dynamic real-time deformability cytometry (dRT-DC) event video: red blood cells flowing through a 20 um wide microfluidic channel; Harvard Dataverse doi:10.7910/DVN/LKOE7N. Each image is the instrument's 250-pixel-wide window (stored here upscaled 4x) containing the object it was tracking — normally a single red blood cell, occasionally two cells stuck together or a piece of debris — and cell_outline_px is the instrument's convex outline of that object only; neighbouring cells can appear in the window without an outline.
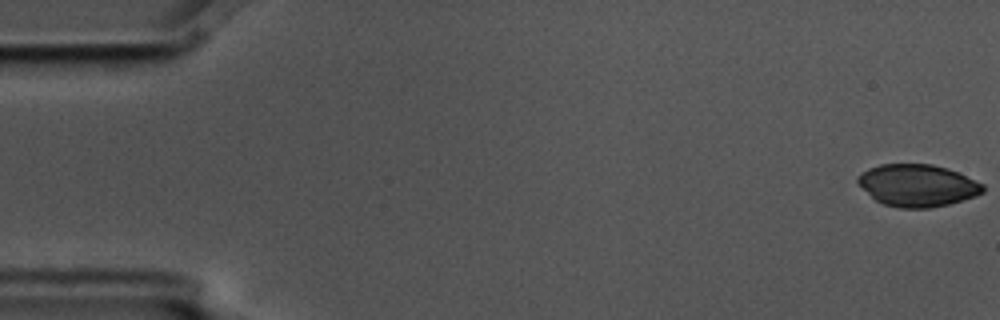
{"species": "common noctule bat (a hibernating species)", "species_latin": "Nyctalus noctula", "temperature_condition": "cold", "stored_images_in_passage": 15, "camera_frame_rate_fps": 3000, "um_per_image_px": 0.085, "animal": {"sex": "male", "body_mass_g": 17.5, "forearm_length_mm": 52.3}, "frame": {"image": 1, "passage_image": 1, "time_ms": 0.0, "image_size_px": [1000, 320], "cell_outline_px": [[984, 192], [976, 196], [948, 204], [928, 208], [900, 208], [884, 204], [876, 200], [856, 180], [868, 168], [880, 164], [932, 164], [948, 168], [984, 184]], "centroid_in_image_um": [78.03, 15.76], "position_along_channel_um": 7.0, "area_um2": 30.4}}
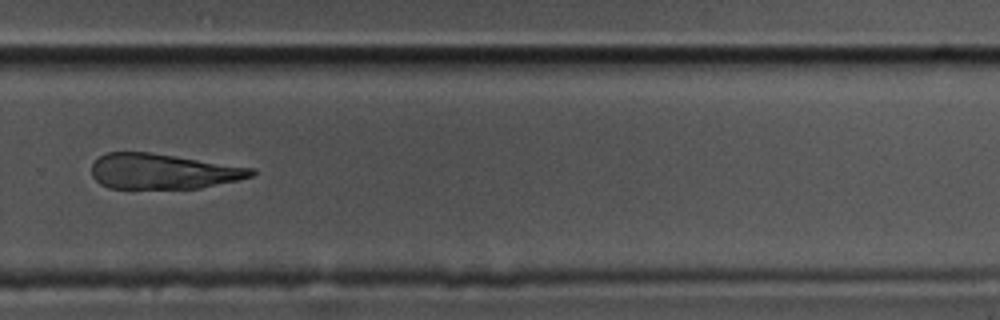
{"frame": {"image": 2, "passage_image": 11, "time_ms": 3.333, "image_size_px": [1000, 320], "cell_outline_px": [[256, 172], [252, 176], [236, 180], [200, 188], [108, 188], [100, 184], [92, 176], [92, 164], [100, 156], [108, 152], [148, 152], [256, 168]], "centroid_in_image_um": [13.84, 14.56], "position_along_channel_um": 316.0, "area_um2": 32.66}}